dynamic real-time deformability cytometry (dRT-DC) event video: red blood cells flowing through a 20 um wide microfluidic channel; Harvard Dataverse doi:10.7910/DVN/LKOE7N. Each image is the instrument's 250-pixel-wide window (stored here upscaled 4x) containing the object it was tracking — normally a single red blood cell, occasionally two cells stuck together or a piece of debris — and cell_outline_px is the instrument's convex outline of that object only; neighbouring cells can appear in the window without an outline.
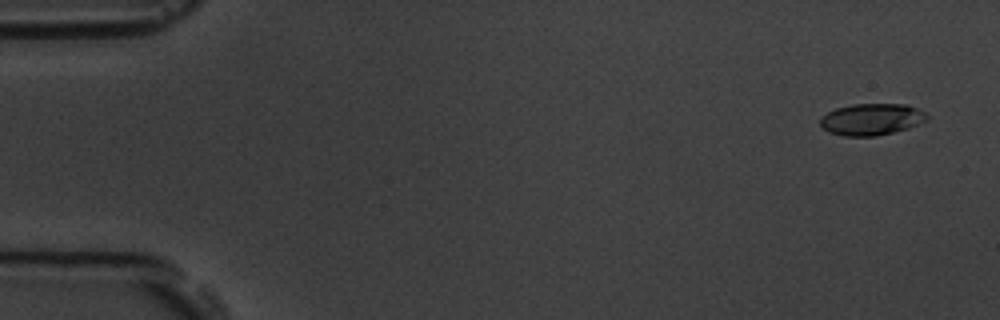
{"species": "common noctule bat (a hibernating species)", "species_latin": "Nyctalus noctula", "temperature_condition": "room temperature", "stored_images_in_passage": 4, "camera_frame_rate_fps": 3000, "um_per_image_px": 0.085, "animal": {"sex": "male", "body_mass_g": 19.5, "forearm_length_mm": 54.6}, "frame": {"image": 1, "passage_image": 1, "time_ms": 0.0, "image_size_px": [1000, 320], "cell_outline_px": [[928, 120], [908, 128], [876, 136], [844, 136], [828, 132], [820, 124], [820, 120], [828, 112], [836, 108], [852, 104], [904, 104], [916, 108], [924, 112], [928, 116]], "centroid_in_image_um": [74.08, 10.14], "position_along_channel_um": 10.9, "area_um2": 19.54}}
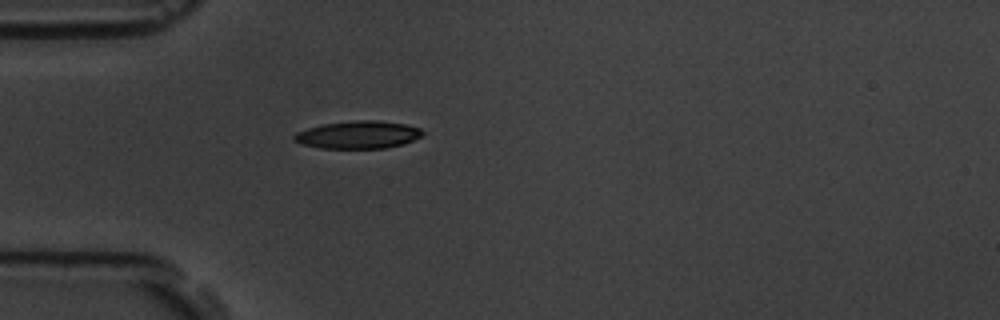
{"frame": {"image": 2, "passage_image": 4, "time_ms": 4.667, "image_size_px": [1000, 320], "cell_outline_px": [[424, 132], [420, 136], [412, 140], [400, 144], [384, 148], [320, 148], [300, 144], [292, 140], [292, 136], [296, 132], [308, 128], [324, 124], [356, 120], [376, 120], [404, 124], [420, 128]], "centroid_in_image_um": [30.38, 11.45], "position_along_channel_um": 54.6, "area_um2": 20.52}}